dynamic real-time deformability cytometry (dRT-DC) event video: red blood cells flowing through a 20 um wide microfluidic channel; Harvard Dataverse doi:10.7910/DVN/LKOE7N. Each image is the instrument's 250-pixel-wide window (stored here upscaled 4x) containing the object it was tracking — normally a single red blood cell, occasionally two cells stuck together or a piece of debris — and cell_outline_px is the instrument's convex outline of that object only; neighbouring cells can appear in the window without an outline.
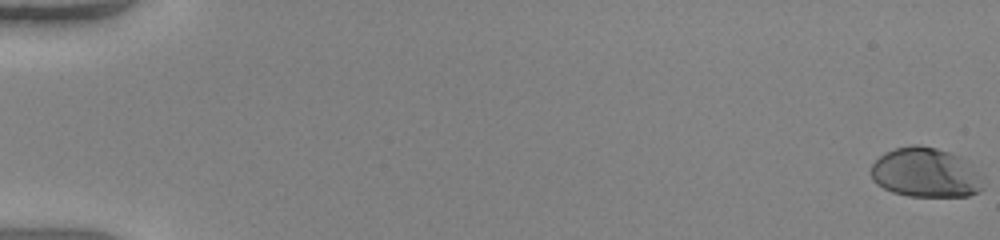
{"species": "human", "species_latin": "Homo sapiens", "temperature_condition": "warm", "stored_images_in_passage": 52, "camera_frame_rate_fps": 3000, "um_per_image_px": 0.085, "donor": {"sex": "female"}, "frame": {"image": 1, "passage_image": 1, "time_ms": 0.0, "image_size_px": [1000, 240], "cell_outline_px": [[984, 188], [980, 192], [968, 196], [908, 196], [892, 192], [876, 184], [872, 180], [872, 164], [884, 152], [896, 148], [912, 144], [920, 144], [936, 148], [960, 156], [984, 176]], "centroid_in_image_um": [78.71, 14.68], "position_along_channel_um": 6.3, "area_um2": 32.77}}
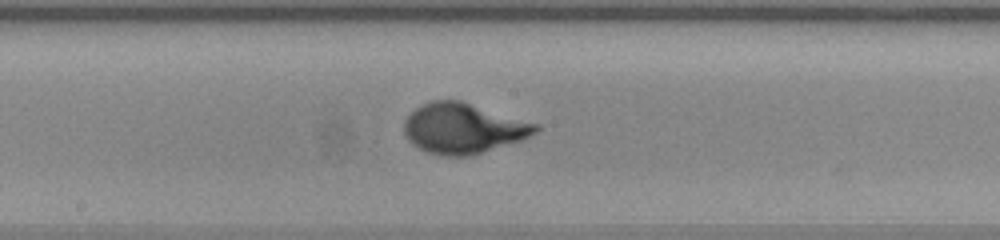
{"frame": {"image": 2, "passage_image": 30, "time_ms": 9.667, "image_size_px": [1000, 240], "cell_outline_px": [[540, 128], [536, 132], [520, 140], [468, 156], [444, 156], [428, 152], [412, 144], [404, 136], [404, 120], [416, 108], [432, 100], [460, 100], [540, 124]], "centroid_in_image_um": [39.36, 10.9], "position_along_channel_um": 208.8, "area_um2": 38.26}}
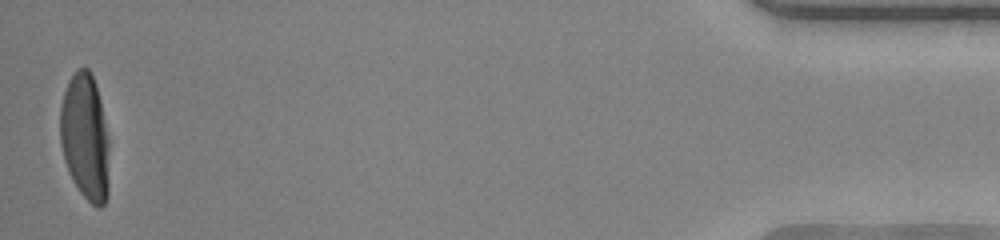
{"frame": {"image": 3, "passage_image": 52, "time_ms": 17.0, "image_size_px": [1000, 240], "cell_outline_px": [[108, 196], [104, 204], [100, 208], [96, 208], [80, 192], [72, 180], [68, 172], [64, 160], [60, 144], [60, 108], [64, 92], [68, 80], [76, 68], [84, 64], [88, 68], [96, 84], [100, 100], [108, 136]], "centroid_in_image_um": [7.22, 11.63], "position_along_channel_um": 428.0, "area_um2": 36.65}}